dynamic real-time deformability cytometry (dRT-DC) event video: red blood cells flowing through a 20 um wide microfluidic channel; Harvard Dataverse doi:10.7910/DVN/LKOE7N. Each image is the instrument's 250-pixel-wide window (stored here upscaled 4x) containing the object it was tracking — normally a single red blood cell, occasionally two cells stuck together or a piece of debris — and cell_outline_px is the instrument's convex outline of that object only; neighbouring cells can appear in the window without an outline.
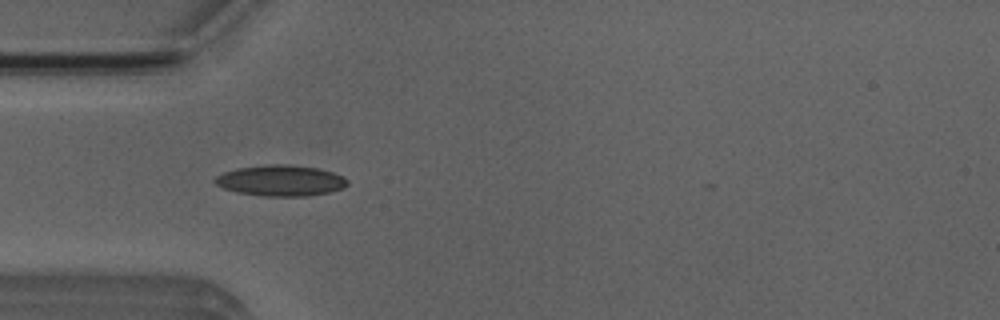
{"species": "Egyptian fruit bat (a non-hibernating species)", "species_latin": "Rousettus aegyptiacus", "temperature_condition": "room temperature", "stored_images_in_passage": 38, "camera_frame_rate_fps": 3000, "um_per_image_px": 0.085, "animal": {"sex": "male"}, "frame": {"image": 1, "passage_image": 2, "time_ms": 0.333, "image_size_px": [1000, 320], "cell_outline_px": [[348, 184], [344, 188], [328, 192], [308, 196], [264, 196], [236, 192], [224, 188], [216, 184], [212, 180], [216, 176], [224, 172], [236, 168], [268, 164], [288, 164], [316, 168], [332, 172], [344, 176], [348, 180]], "centroid_in_image_um": [23.86, 15.34], "position_along_channel_um": 61.1, "area_um2": 23.93}}
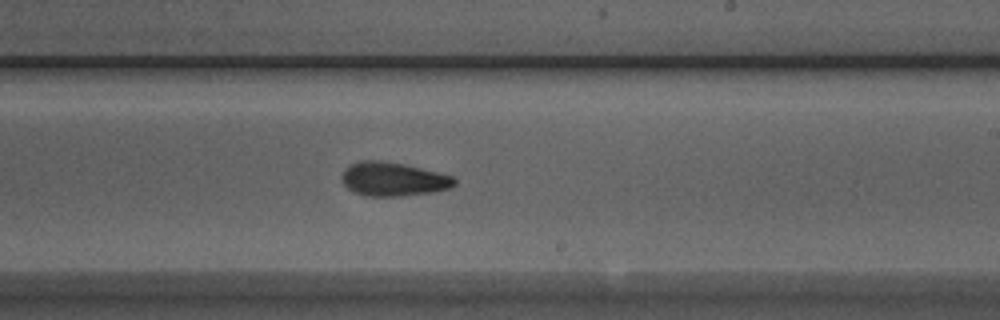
{"frame": {"image": 2, "passage_image": 17, "time_ms": 5.333, "image_size_px": [1000, 320], "cell_outline_px": [[456, 184], [448, 188], [432, 192], [404, 196], [364, 196], [348, 188], [344, 184], [340, 176], [344, 168], [348, 164], [360, 160], [380, 160], [404, 164], [452, 176], [456, 180]], "centroid_in_image_um": [33.36, 15.22], "position_along_channel_um": 255.6, "area_um2": 22.25}}
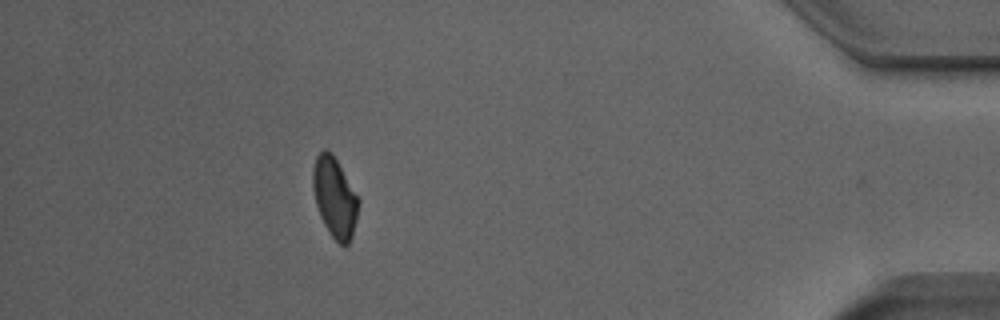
{"frame": {"image": 3, "passage_image": 33, "time_ms": 10.667, "image_size_px": [1000, 320], "cell_outline_px": [[360, 204], [352, 236], [348, 244], [344, 248], [328, 232], [320, 216], [316, 204], [312, 188], [312, 172], [316, 156], [324, 148], [328, 148], [332, 152], [360, 200]], "centroid_in_image_um": [28.44, 16.77], "position_along_channel_um": 406.8, "area_um2": 21.44}, "authors_computed_cell_mechanics": {"area_um2": 21.9351, "velocity_mm_per_s": 3.9044, "shape_relaxation_time_tau1_ms": 5.6636, "shape_relaxation_time_tau2_ms": 5.0017, "deformation_change_tau1": 0.1401, "deformation_change_tau2": 0.1138}}